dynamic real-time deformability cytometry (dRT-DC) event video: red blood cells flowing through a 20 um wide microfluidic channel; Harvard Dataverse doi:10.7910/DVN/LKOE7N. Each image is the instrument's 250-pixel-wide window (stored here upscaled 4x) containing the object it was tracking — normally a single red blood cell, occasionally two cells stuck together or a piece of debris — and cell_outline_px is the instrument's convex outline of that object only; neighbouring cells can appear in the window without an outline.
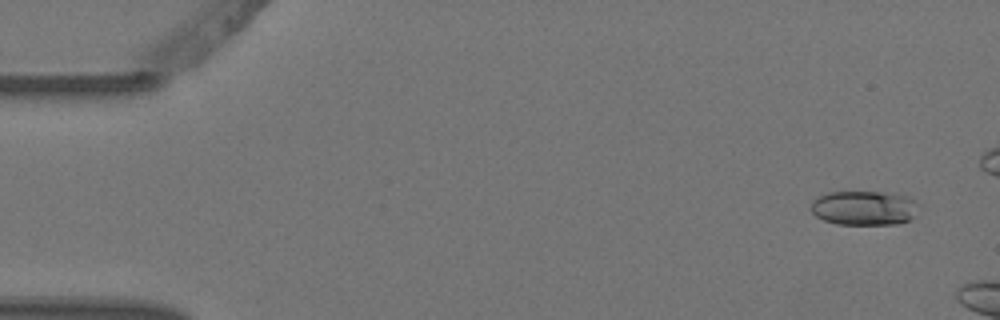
{"species": "Egyptian fruit bat (a non-hibernating species)", "species_latin": "Rousettus aegyptiacus", "temperature_condition": "warm", "stored_images_in_passage": 3, "camera_frame_rate_fps": 3000, "um_per_image_px": 0.085, "animal": {"sex": "female"}, "frame": {"image": 1, "passage_image": 1, "time_ms": 0.0, "image_size_px": [1000, 320], "cell_outline_px": [[920, 204], [912, 216], [908, 220], [896, 224], [836, 224], [824, 220], [816, 216], [812, 212], [812, 200], [828, 192], [880, 192], [912, 196]], "centroid_in_image_um": [73.47, 17.67], "position_along_channel_um": 11.5, "area_um2": 21.62}}